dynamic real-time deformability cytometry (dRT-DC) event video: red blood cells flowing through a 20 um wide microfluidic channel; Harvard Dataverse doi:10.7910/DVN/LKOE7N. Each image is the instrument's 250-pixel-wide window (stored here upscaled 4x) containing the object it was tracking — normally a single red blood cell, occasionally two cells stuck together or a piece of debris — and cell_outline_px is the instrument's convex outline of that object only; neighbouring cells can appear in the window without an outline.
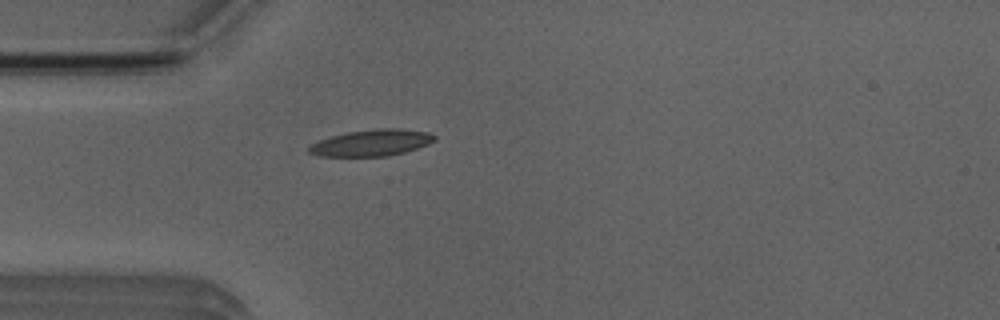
{"species": "Egyptian fruit bat (a non-hibernating species)", "species_latin": "Rousettus aegyptiacus", "temperature_condition": "room temperature", "stored_images_in_passage": 4, "camera_frame_rate_fps": 3000, "um_per_image_px": 0.085, "animal": {"sex": "male"}, "frame": {"image": 1, "passage_image": 4, "time_ms": 3.667, "image_size_px": [1000, 320], "cell_outline_px": [[436, 140], [428, 144], [404, 152], [388, 156], [320, 156], [308, 152], [308, 148], [312, 144], [320, 140], [332, 136], [348, 132], [376, 128], [396, 128], [428, 132], [436, 136]], "centroid_in_image_um": [31.6, 12.13], "position_along_channel_um": 53.4, "area_um2": 19.19}}